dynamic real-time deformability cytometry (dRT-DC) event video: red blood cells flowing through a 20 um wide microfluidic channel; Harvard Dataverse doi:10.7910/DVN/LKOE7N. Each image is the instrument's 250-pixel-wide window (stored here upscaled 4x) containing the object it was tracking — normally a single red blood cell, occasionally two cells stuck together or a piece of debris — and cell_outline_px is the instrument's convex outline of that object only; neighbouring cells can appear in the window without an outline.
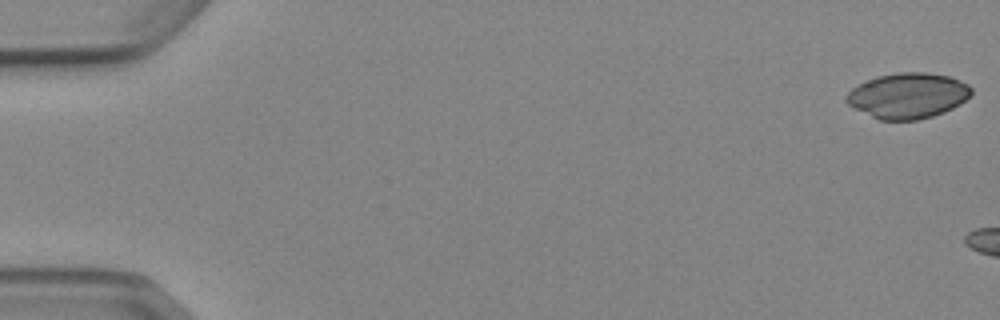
{"species": "Egyptian fruit bat (a non-hibernating species)", "species_latin": "Rousettus aegyptiacus", "temperature_condition": "cold", "stored_images_in_passage": 6, "camera_frame_rate_fps": 3000, "um_per_image_px": 0.085, "animal": {"sex": "female"}, "frame": {"image": 1, "passage_image": 1, "time_ms": 0.0, "image_size_px": [1000, 320], "cell_outline_px": [[972, 92], [960, 104], [944, 112], [932, 116], [916, 120], [880, 120], [848, 104], [844, 100], [844, 96], [852, 88], [876, 76], [896, 72], [924, 72], [948, 76], [960, 80], [968, 84], [972, 88]], "centroid_in_image_um": [77.16, 8.12], "position_along_channel_um": 7.8, "area_um2": 32.95}}
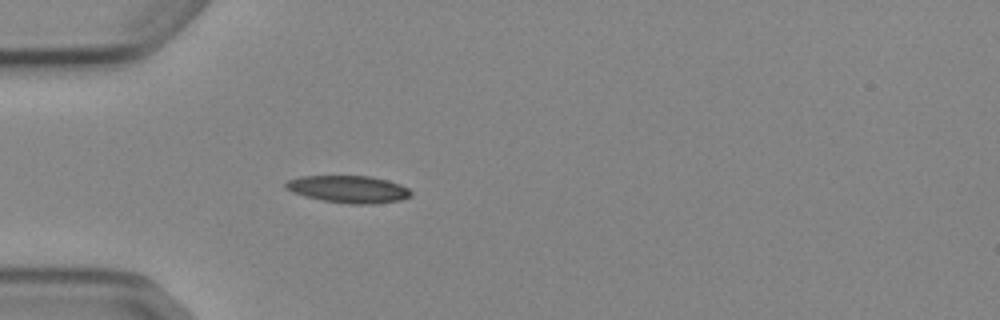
{"frame": {"image": 2, "passage_image": 6, "time_ms": 6.667, "image_size_px": [1000, 320], "cell_outline_px": [[412, 196], [400, 200], [372, 204], [352, 204], [324, 200], [304, 196], [292, 192], [284, 188], [284, 184], [288, 180], [300, 176], [372, 176], [388, 180], [400, 184], [408, 188], [412, 192]], "centroid_in_image_um": [29.63, 16.07], "position_along_channel_um": 55.4, "area_um2": 19.94}}